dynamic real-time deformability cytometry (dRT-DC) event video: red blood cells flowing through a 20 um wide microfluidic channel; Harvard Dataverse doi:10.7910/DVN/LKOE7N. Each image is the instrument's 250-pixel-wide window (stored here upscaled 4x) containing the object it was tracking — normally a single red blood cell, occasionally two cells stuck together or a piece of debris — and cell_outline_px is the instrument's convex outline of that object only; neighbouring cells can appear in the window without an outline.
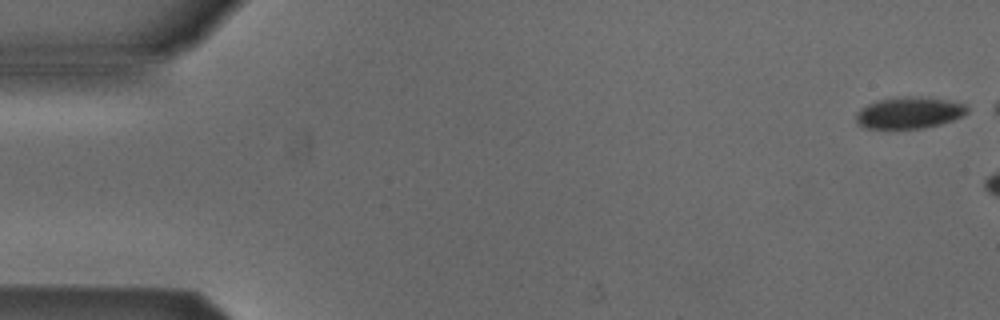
{"species": "Egyptian fruit bat (a non-hibernating species)", "species_latin": "Rousettus aegyptiacus", "temperature_condition": "cold", "stored_images_in_passage": 6, "camera_frame_rate_fps": 3000, "um_per_image_px": 0.085, "animal": {"sex": "male"}, "frame": {"image": 1, "passage_image": 1, "time_ms": 0.0, "image_size_px": [1000, 320], "cell_outline_px": [[968, 112], [952, 120], [940, 124], [920, 128], [868, 128], [860, 124], [856, 120], [856, 112], [860, 108], [876, 100], [908, 96], [944, 100], [964, 104], [968, 108]], "centroid_in_image_um": [77.24, 9.58], "position_along_channel_um": 7.8, "area_um2": 19.94}}